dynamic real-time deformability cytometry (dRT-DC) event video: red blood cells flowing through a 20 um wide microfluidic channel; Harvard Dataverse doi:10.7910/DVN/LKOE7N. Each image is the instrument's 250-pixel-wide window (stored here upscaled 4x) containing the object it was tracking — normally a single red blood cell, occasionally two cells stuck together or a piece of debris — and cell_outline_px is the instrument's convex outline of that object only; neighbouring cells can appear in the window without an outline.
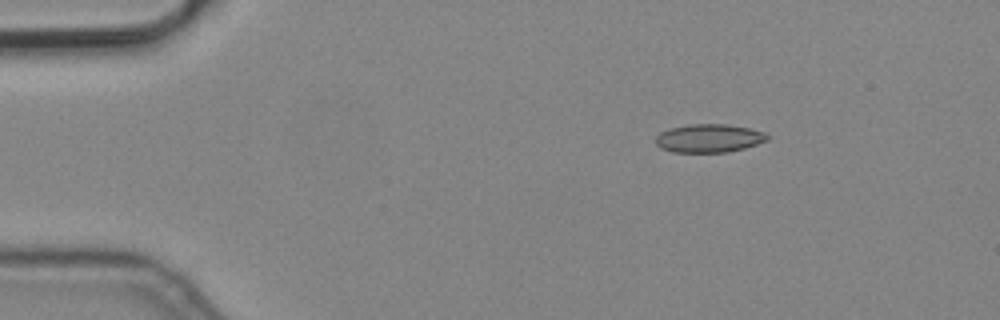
{"species": "common noctule bat (a hibernating species)", "species_latin": "Nyctalus noctula", "temperature_condition": "cold", "stored_images_in_passage": 5, "camera_frame_rate_fps": 3000, "um_per_image_px": 0.085, "animal": {"sex": "male", "body_mass_g": 19.2, "forearm_length_mm": 51.8}, "frame": {"image": 1, "passage_image": 3, "time_ms": 0.667, "image_size_px": [1000, 320], "cell_outline_px": [[768, 140], [744, 148], [728, 152], [672, 152], [660, 148], [656, 144], [656, 136], [660, 132], [672, 128], [688, 124], [724, 124], [748, 128], [764, 132], [768, 136]], "centroid_in_image_um": [60.24, 11.75], "position_along_channel_um": 24.8, "area_um2": 18.32}}